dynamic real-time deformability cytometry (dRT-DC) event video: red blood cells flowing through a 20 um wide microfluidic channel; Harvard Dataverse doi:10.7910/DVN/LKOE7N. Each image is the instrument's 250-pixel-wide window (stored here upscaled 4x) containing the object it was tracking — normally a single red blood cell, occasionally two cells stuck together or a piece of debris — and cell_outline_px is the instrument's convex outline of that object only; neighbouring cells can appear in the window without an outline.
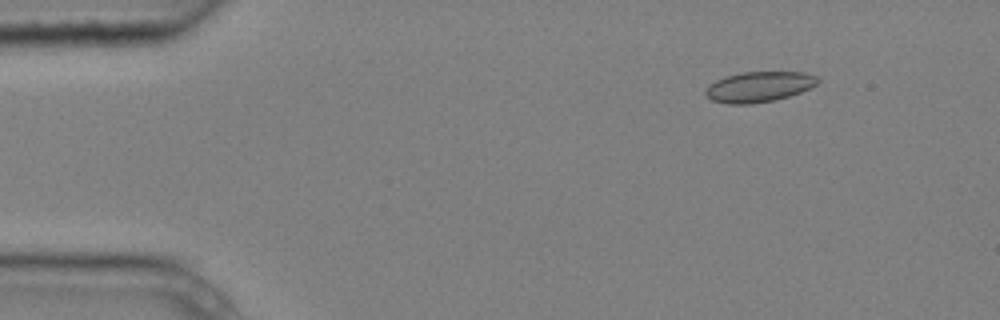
{"species": "common noctule bat (a hibernating species)", "species_latin": "Nyctalus noctula", "temperature_condition": "cold", "stored_images_in_passage": 8, "camera_frame_rate_fps": 3000, "um_per_image_px": 0.085, "animal": {"sex": "male", "body_mass_g": 20.4}, "frame": {"image": 1, "passage_image": 2, "time_ms": 0.333, "image_size_px": [1000, 320], "cell_outline_px": [[820, 80], [816, 84], [800, 92], [788, 96], [772, 100], [748, 104], [728, 104], [712, 100], [704, 92], [708, 84], [724, 76], [740, 72], [804, 72], [816, 76]], "centroid_in_image_um": [64.47, 7.36], "position_along_channel_um": 20.5, "area_um2": 19.77}}
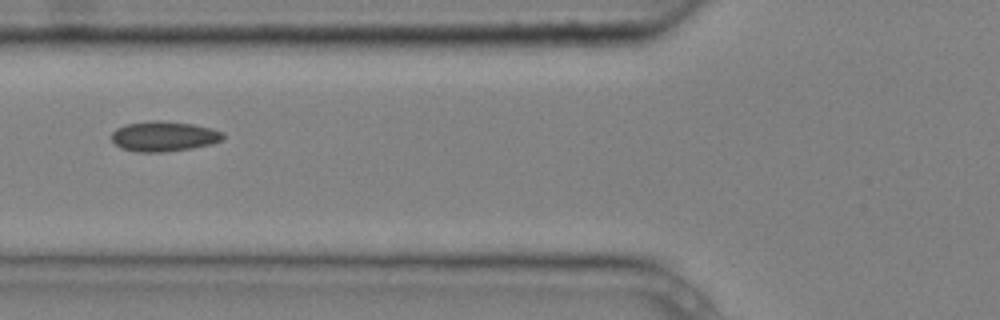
{"frame": {"image": 2, "passage_image": 6, "time_ms": 1.667, "image_size_px": [1000, 320], "cell_outline_px": [[224, 140], [212, 144], [192, 148], [160, 152], [140, 152], [120, 148], [112, 140], [112, 132], [116, 128], [124, 124], [148, 120], [160, 120], [192, 124], [212, 128], [224, 132]], "centroid_in_image_um": [13.94, 11.57], "position_along_channel_um": 111.9, "area_um2": 19.77}}
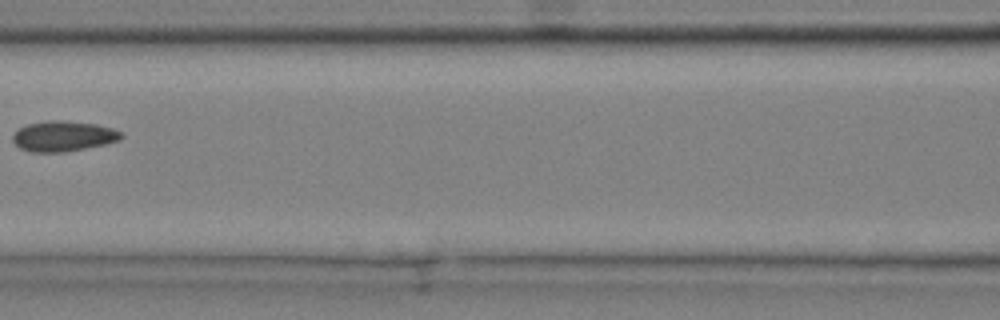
{"frame": {"image": 3, "passage_image": 7, "time_ms": 2.0, "image_size_px": [1000, 320], "cell_outline_px": [[124, 136], [120, 140], [104, 144], [64, 152], [32, 152], [20, 148], [12, 140], [12, 136], [20, 128], [28, 124], [52, 120], [60, 120], [96, 124], [112, 128], [124, 132]], "centroid_in_image_um": [5.41, 11.57], "position_along_channel_um": 161.2, "area_um2": 19.07}}